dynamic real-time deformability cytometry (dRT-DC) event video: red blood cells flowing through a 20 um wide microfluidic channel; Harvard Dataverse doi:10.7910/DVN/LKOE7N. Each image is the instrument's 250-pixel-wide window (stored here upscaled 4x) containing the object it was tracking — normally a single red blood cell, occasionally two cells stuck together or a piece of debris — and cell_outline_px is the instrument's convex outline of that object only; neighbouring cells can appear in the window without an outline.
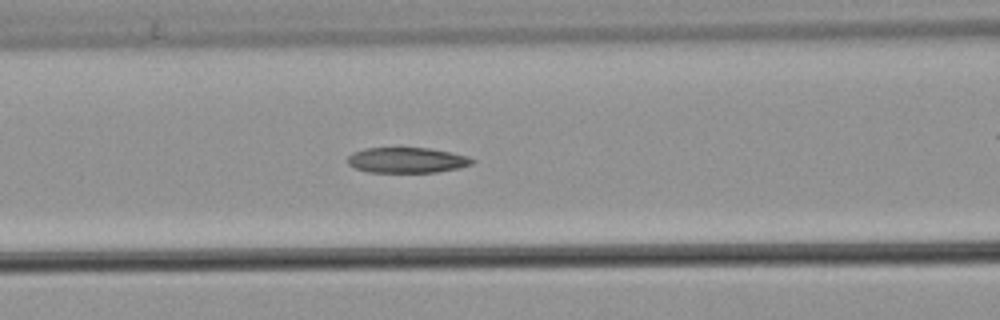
{"species": "common noctule bat (a hibernating species)", "species_latin": "Nyctalus noctula", "temperature_condition": "warm", "stored_images_in_passage": 44, "camera_frame_rate_fps": 3000, "um_per_image_px": 0.085, "animal": {"sex": "male", "body_mass_g": 21.5, "forearm_length_mm": 52.0}, "frame": {"image": 1, "passage_image": 19, "time_ms": 6.0, "image_size_px": [1000, 320], "cell_outline_px": [[476, 160], [472, 164], [460, 168], [436, 172], [368, 172], [356, 168], [348, 164], [348, 156], [352, 152], [364, 148], [428, 148], [468, 156]], "centroid_in_image_um": [34.59, 13.61], "position_along_channel_um": 132.0, "area_um2": 18.44}}